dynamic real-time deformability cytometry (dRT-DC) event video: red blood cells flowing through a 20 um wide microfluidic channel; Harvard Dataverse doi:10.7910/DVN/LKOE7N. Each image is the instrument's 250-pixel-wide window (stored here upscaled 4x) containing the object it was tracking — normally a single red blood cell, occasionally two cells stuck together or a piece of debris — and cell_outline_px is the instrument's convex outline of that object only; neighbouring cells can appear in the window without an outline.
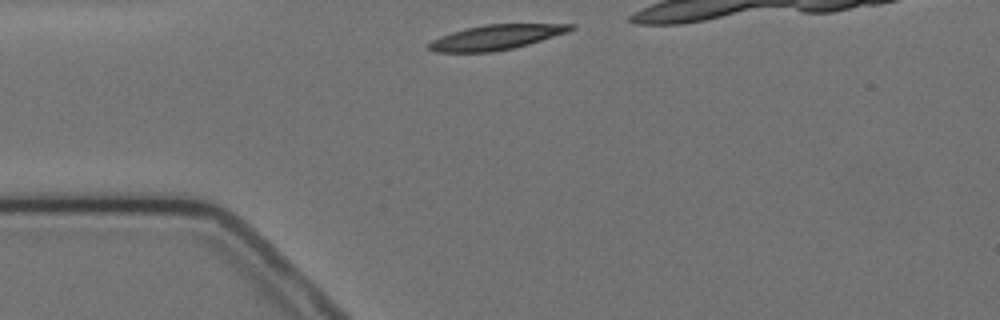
{"species": "Egyptian fruit bat (a non-hibernating species)", "species_latin": "Rousettus aegyptiacus", "temperature_condition": "cold", "stored_images_in_passage": 1, "camera_frame_rate_fps": 3000, "um_per_image_px": 0.085, "animal": {"sex": "female"}, "frame": {"image": 1, "passage_image": 1, "time_ms": 0.0, "image_size_px": [1000, 320], "cell_outline_px": [[576, 28], [568, 32], [528, 44], [512, 48], [492, 52], [436, 52], [428, 48], [428, 44], [432, 40], [440, 36], [464, 28], [484, 24], [576, 24]], "centroid_in_image_um": [42.17, 3.16], "position_along_channel_um": 42.8, "area_um2": 20.52}}